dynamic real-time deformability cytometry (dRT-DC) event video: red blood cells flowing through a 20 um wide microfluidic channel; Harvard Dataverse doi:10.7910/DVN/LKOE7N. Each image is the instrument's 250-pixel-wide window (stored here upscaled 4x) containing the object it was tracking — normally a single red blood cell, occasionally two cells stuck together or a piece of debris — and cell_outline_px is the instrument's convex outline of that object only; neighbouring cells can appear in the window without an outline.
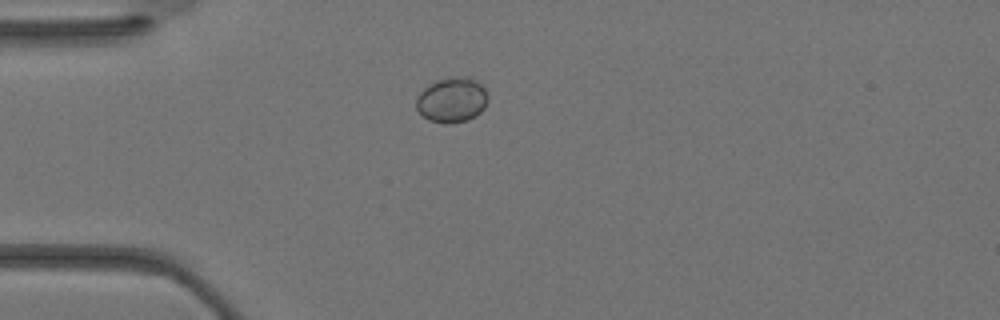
{"species": "Egyptian fruit bat (a non-hibernating species)", "species_latin": "Rousettus aegyptiacus", "temperature_condition": "warm", "stored_images_in_passage": 27, "camera_frame_rate_fps": 3000, "um_per_image_px": 0.085, "animal": {"sex": "female"}, "frame": {"image": 1, "passage_image": 1, "time_ms": 0.0, "image_size_px": [1000, 320], "cell_outline_px": [[488, 100], [484, 108], [476, 116], [468, 120], [448, 124], [428, 120], [416, 108], [416, 100], [420, 92], [428, 84], [444, 76], [468, 76], [480, 84], [484, 88], [488, 96]], "centroid_in_image_um": [38.41, 8.47], "position_along_channel_um": 46.6, "area_um2": 19.07}}
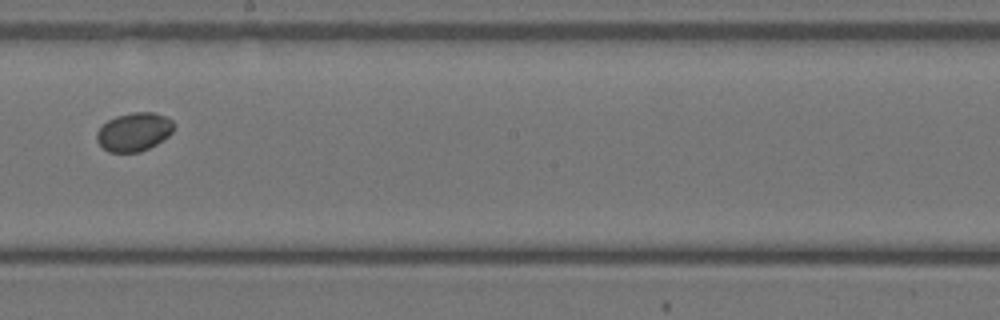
{"frame": {"image": 2, "passage_image": 12, "time_ms": 3.667, "image_size_px": [1000, 320], "cell_outline_px": [[172, 132], [168, 136], [156, 144], [140, 152], [108, 152], [96, 140], [96, 132], [108, 120], [116, 116], [132, 112], [152, 112], [168, 116], [172, 120]], "centroid_in_image_um": [11.39, 11.2], "position_along_channel_um": 236.8, "area_um2": 17.22}}
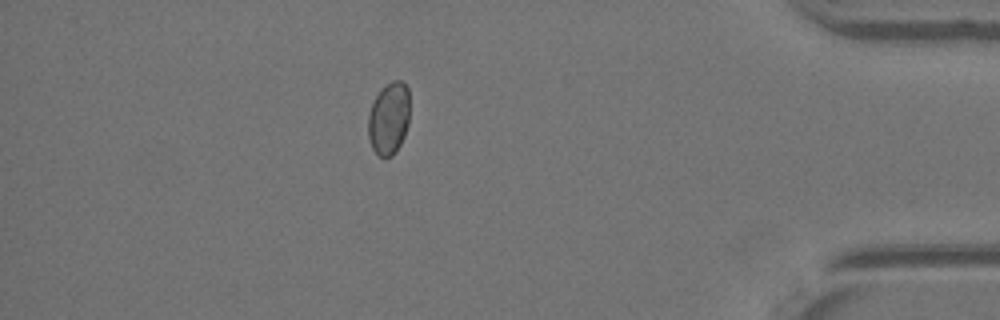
{"frame": {"image": 3, "passage_image": 23, "time_ms": 7.333, "image_size_px": [1000, 320], "cell_outline_px": [[408, 124], [404, 136], [396, 152], [392, 156], [380, 156], [372, 148], [368, 136], [368, 116], [372, 104], [376, 96], [392, 80], [400, 80], [408, 88]], "centroid_in_image_um": [33.05, 10.09], "position_along_channel_um": 402.2, "area_um2": 17.22}}